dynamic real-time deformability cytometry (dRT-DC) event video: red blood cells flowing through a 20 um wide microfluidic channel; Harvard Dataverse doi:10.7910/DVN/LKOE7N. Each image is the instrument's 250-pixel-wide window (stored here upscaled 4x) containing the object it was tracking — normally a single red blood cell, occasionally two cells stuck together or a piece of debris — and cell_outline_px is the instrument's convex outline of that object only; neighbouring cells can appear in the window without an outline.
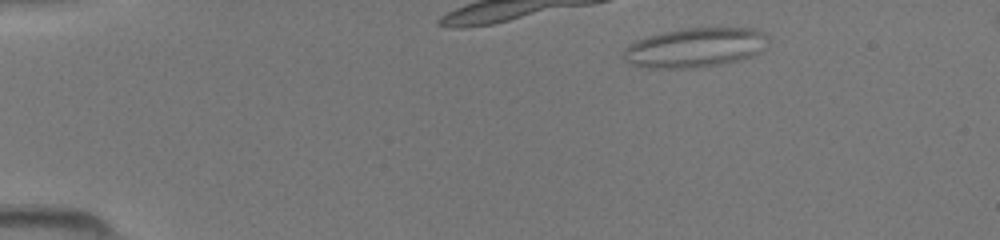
{"species": "common noctule bat (a hibernating species)", "species_latin": "Nyctalus noctula", "temperature_condition": "room temperature", "stored_images_in_passage": 21, "segment_of_instrument_passage": [1, 2], "camera_frame_rate_fps": 3000, "um_per_image_px": 0.085, "animal": {"sex": "female", "body_mass_g": 19.5, "forearm_length_mm": 54.1}, "frame": {"image": 1, "passage_image": 6, "time_ms": 1.667, "image_size_px": [1000, 240], "cell_outline_px": [[768, 40], [764, 48], [752, 56], [724, 64], [692, 68], [644, 68], [628, 64], [620, 56], [624, 48], [628, 44], [636, 40], [648, 36], [664, 32], [684, 28], [756, 28]], "centroid_in_image_um": [58.99, 4.06], "position_along_channel_um": 26.0, "area_um2": 33.52}}